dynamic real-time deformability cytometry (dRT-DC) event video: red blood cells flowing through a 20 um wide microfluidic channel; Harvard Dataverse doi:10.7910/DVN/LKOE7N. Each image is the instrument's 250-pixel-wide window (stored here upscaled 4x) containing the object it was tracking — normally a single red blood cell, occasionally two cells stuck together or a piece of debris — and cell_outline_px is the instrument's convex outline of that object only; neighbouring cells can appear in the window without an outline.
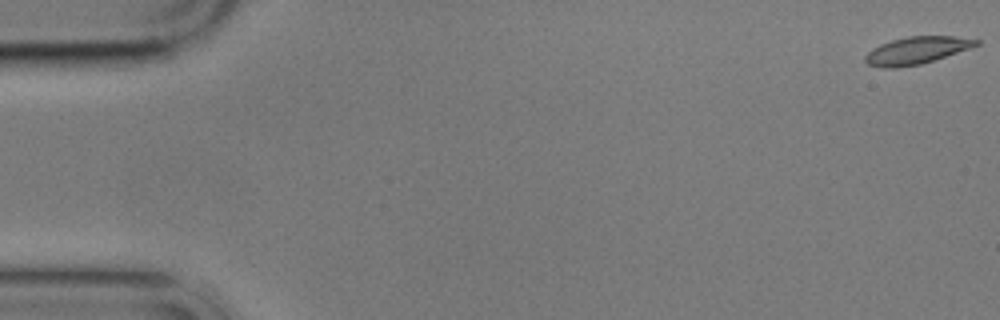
{"species": "common noctule bat (a hibernating species)", "species_latin": "Nyctalus noctula", "temperature_condition": "cold", "stored_images_in_passage": 2, "camera_frame_rate_fps": 3000, "um_per_image_px": 0.085, "animal": {"sex": "male", "body_mass_g": 17.9}, "frame": {"image": 1, "passage_image": 1, "time_ms": 0.0, "image_size_px": [1000, 320], "cell_outline_px": [[980, 44], [920, 64], [896, 68], [884, 68], [868, 64], [864, 60], [864, 56], [872, 48], [880, 44], [892, 40], [908, 36], [952, 36], [980, 40]], "centroid_in_image_um": [77.85, 4.28], "position_along_channel_um": 7.2, "area_um2": 17.34}}